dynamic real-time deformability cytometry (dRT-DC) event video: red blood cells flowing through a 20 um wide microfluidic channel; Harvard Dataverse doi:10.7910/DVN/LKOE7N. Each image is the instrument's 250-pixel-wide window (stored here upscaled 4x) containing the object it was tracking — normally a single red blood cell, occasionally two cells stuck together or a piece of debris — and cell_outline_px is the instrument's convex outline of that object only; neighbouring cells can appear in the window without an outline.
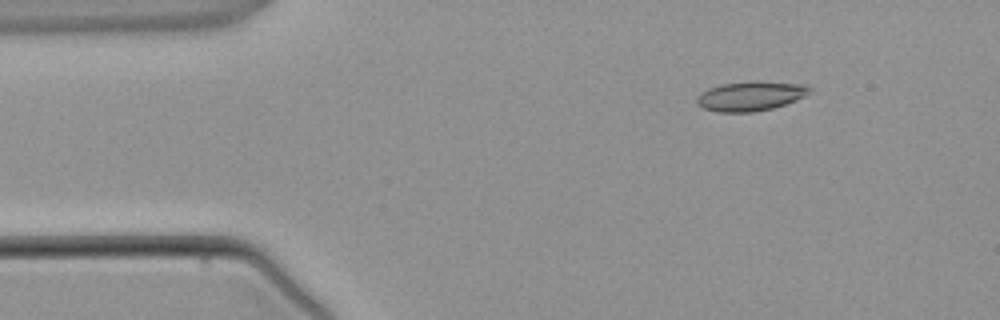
{"species": "common noctule bat (a hibernating species)", "species_latin": "Nyctalus noctula", "temperature_condition": "warm", "stored_images_in_passage": 3, "camera_frame_rate_fps": 3000, "um_per_image_px": 0.085, "animal": {"sex": "male", "body_mass_g": 21.5, "forearm_length_mm": 52.0}, "frame": {"image": 1, "passage_image": 1, "time_ms": 0.0, "image_size_px": [1000, 320], "cell_outline_px": [[812, 92], [796, 100], [772, 108], [752, 112], [716, 112], [704, 108], [696, 100], [696, 96], [700, 92], [708, 88], [720, 84], [804, 84], [812, 88]], "centroid_in_image_um": [63.75, 8.22], "position_along_channel_um": 21.2, "area_um2": 18.38}}
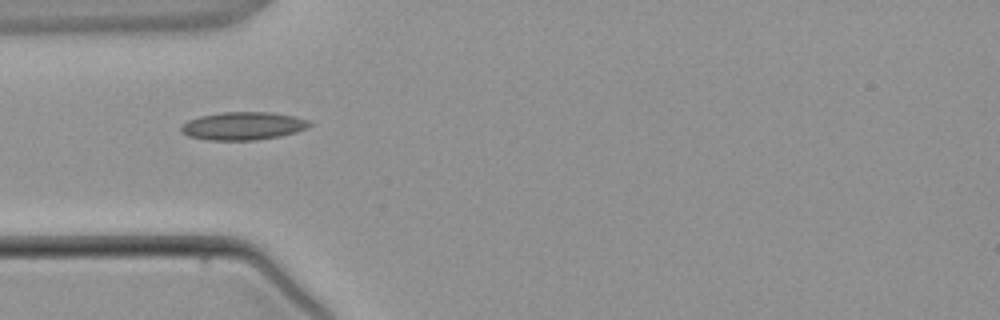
{"frame": {"image": 2, "passage_image": 3, "time_ms": 2.333, "image_size_px": [1000, 320], "cell_outline_px": [[312, 124], [308, 128], [296, 132], [280, 136], [256, 140], [208, 140], [188, 136], [180, 132], [180, 124], [188, 120], [200, 116], [220, 112], [268, 112], [292, 116], [308, 120]], "centroid_in_image_um": [20.62, 10.71], "position_along_channel_um": 64.4, "area_um2": 21.04}}